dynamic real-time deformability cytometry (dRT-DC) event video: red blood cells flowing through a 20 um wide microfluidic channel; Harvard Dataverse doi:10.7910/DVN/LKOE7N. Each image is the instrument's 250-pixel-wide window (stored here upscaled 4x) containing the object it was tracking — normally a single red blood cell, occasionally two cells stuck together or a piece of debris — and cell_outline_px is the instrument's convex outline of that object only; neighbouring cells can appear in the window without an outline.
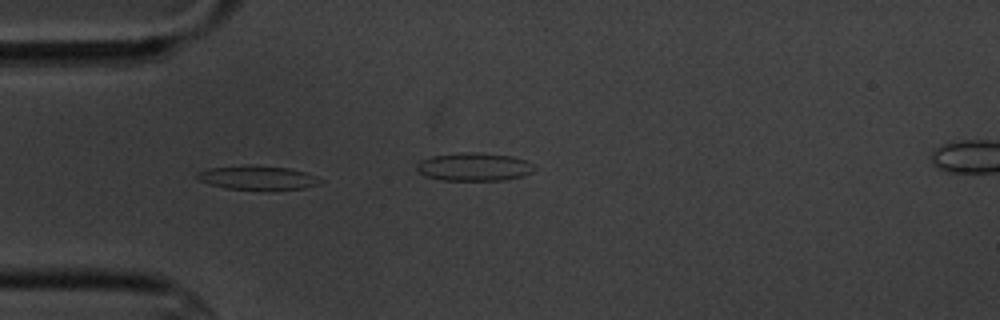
{"species": "common noctule bat (a hibernating species)", "species_latin": "Nyctalus noctula", "temperature_condition": "cold", "stored_images_in_passage": 14, "camera_frame_rate_fps": 3000, "um_per_image_px": 0.085, "animal": {"sex": "male", "body_mass_g": 20.1, "forearm_length_mm": 53.5}, "frame": {"image": 1, "passage_image": 7, "time_ms": 6.667, "image_size_px": [1000, 320], "cell_outline_px": [[324, 180], [320, 184], [304, 188], [224, 188], [200, 180], [196, 176], [196, 172], [208, 168], [288, 168], [308, 172]], "centroid_in_image_um": [21.97, 15.13], "position_along_channel_um": 63.0, "area_um2": 15.72}}
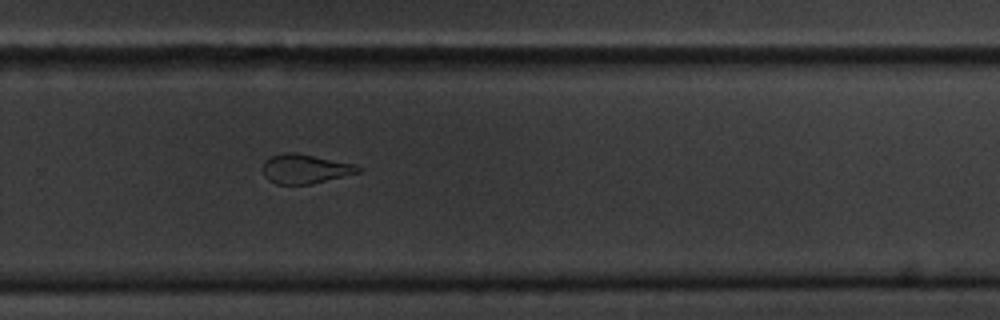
{"frame": {"image": 2, "passage_image": 14, "time_ms": 14.667, "image_size_px": [1000, 320], "cell_outline_px": [[364, 172], [312, 184], [276, 184], [268, 180], [264, 176], [264, 160], [272, 156], [284, 152], [296, 152], [352, 164], [364, 168]], "centroid_in_image_um": [25.97, 14.36], "position_along_channel_um": 303.8, "area_um2": 16.42}}